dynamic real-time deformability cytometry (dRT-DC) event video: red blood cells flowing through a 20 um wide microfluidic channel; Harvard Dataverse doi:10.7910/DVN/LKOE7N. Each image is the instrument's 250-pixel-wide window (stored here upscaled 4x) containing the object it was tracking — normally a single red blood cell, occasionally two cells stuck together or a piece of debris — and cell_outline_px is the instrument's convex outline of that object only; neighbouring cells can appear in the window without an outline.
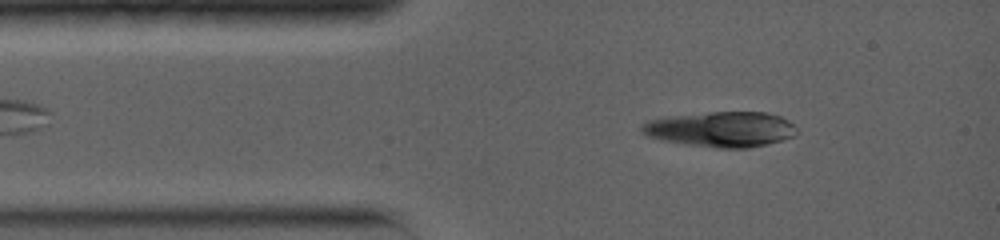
{"species": "common noctule bat (a hibernating species)", "species_latin": "Nyctalus noctula", "temperature_condition": "warm", "stored_images_in_passage": 28, "camera_frame_rate_fps": 5000, "um_per_image_px": 0.085, "animal": {"sex": "female", "body_mass_g": 19.0, "forearm_length_mm": 56.7}, "frame": {"image": 1, "passage_image": 8, "time_ms": 1.4, "image_size_px": [1000, 240], "cell_outline_px": [[800, 132], [796, 136], [748, 148], [716, 148], [688, 144], [664, 140], [648, 136], [640, 132], [640, 124], [648, 120], [664, 116], [708, 112], [768, 112], [780, 116], [788, 120]], "centroid_in_image_um": [61.28, 10.97], "position_along_channel_um": 23.7, "area_um2": 32.08}}
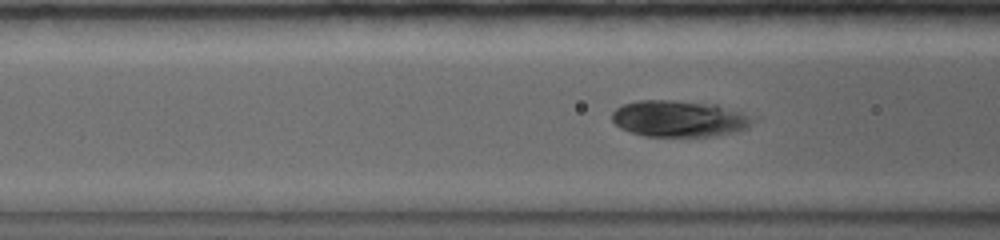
{"frame": {"image": 2, "passage_image": 24, "time_ms": 4.4, "image_size_px": [1000, 240], "cell_outline_px": [[760, 120], [748, 128], [716, 136], [644, 136], [620, 128], [612, 120], [612, 112], [616, 108], [624, 104], [640, 100], [672, 100], [716, 104], [760, 116]], "centroid_in_image_um": [57.86, 10.08], "position_along_channel_um": 108.7, "area_um2": 30.46}}